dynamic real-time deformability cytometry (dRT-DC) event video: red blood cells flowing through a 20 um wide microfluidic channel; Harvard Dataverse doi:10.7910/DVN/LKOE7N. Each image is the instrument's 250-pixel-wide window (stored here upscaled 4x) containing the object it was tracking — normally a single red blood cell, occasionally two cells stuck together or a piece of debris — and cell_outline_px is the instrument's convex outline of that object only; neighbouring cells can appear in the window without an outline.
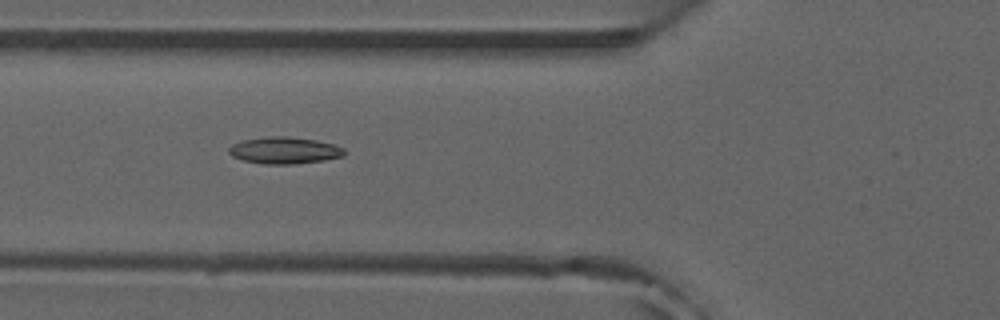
{"species": "common noctule bat (a hibernating species)", "species_latin": "Nyctalus noctula", "temperature_condition": "room temperature", "stored_images_in_passage": 4, "camera_frame_rate_fps": 3000, "um_per_image_px": 0.085, "animal": {"sex": "male", "forearm_length_mm": 52.5}, "frame": {"image": 1, "passage_image": 3, "time_ms": 0.667, "image_size_px": [1000, 320], "cell_outline_px": [[344, 156], [324, 160], [292, 164], [264, 164], [244, 160], [232, 156], [228, 152], [228, 148], [232, 144], [244, 140], [268, 136], [284, 136], [316, 140], [332, 144], [344, 148]], "centroid_in_image_um": [24.16, 12.78], "position_along_channel_um": 101.6, "area_um2": 17.86}}
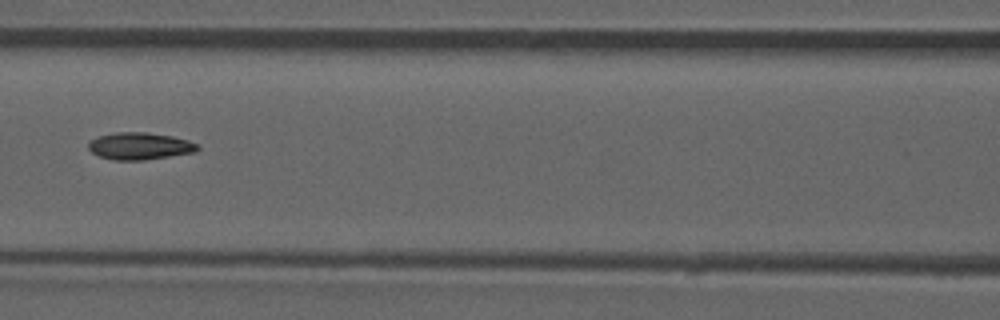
{"frame": {"image": 2, "passage_image": 4, "time_ms": 1.0, "image_size_px": [1000, 320], "cell_outline_px": [[200, 148], [196, 152], [144, 160], [112, 160], [100, 156], [92, 152], [88, 148], [88, 140], [96, 136], [116, 132], [148, 132], [172, 136], [188, 140], [196, 144]], "centroid_in_image_um": [11.85, 12.41], "position_along_channel_um": 154.8, "area_um2": 17.4}}